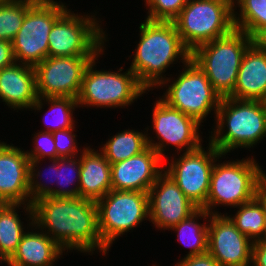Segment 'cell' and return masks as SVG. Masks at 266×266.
Segmentation results:
<instances>
[{
	"label": "cell",
	"mask_w": 266,
	"mask_h": 266,
	"mask_svg": "<svg viewBox=\"0 0 266 266\" xmlns=\"http://www.w3.org/2000/svg\"><path fill=\"white\" fill-rule=\"evenodd\" d=\"M32 206L34 224L65 252L77 250L92 255L99 251L103 256L109 253L99 233L95 201L46 196L33 202Z\"/></svg>",
	"instance_id": "1"
},
{
	"label": "cell",
	"mask_w": 266,
	"mask_h": 266,
	"mask_svg": "<svg viewBox=\"0 0 266 266\" xmlns=\"http://www.w3.org/2000/svg\"><path fill=\"white\" fill-rule=\"evenodd\" d=\"M143 21L129 68L150 92L168 78L165 73L172 64H185L191 52L182 43L173 21Z\"/></svg>",
	"instance_id": "2"
},
{
	"label": "cell",
	"mask_w": 266,
	"mask_h": 266,
	"mask_svg": "<svg viewBox=\"0 0 266 266\" xmlns=\"http://www.w3.org/2000/svg\"><path fill=\"white\" fill-rule=\"evenodd\" d=\"M214 124L208 142L222 155L238 148L249 150L266 137V101L224 97Z\"/></svg>",
	"instance_id": "3"
},
{
	"label": "cell",
	"mask_w": 266,
	"mask_h": 266,
	"mask_svg": "<svg viewBox=\"0 0 266 266\" xmlns=\"http://www.w3.org/2000/svg\"><path fill=\"white\" fill-rule=\"evenodd\" d=\"M253 157L215 161L210 190L206 204L202 207L204 210L210 214H223L217 211L218 206L235 208L258 195L261 191L262 168Z\"/></svg>",
	"instance_id": "4"
},
{
	"label": "cell",
	"mask_w": 266,
	"mask_h": 266,
	"mask_svg": "<svg viewBox=\"0 0 266 266\" xmlns=\"http://www.w3.org/2000/svg\"><path fill=\"white\" fill-rule=\"evenodd\" d=\"M105 49L86 67L80 93L77 97L79 108H127L147 90L139 83L133 71L128 68L125 72L123 66L118 71L97 70L98 58L104 55ZM97 61V62H96Z\"/></svg>",
	"instance_id": "5"
},
{
	"label": "cell",
	"mask_w": 266,
	"mask_h": 266,
	"mask_svg": "<svg viewBox=\"0 0 266 266\" xmlns=\"http://www.w3.org/2000/svg\"><path fill=\"white\" fill-rule=\"evenodd\" d=\"M252 43L253 39L245 32L234 29L224 37L196 47L190 58L224 98L234 91L243 55Z\"/></svg>",
	"instance_id": "6"
},
{
	"label": "cell",
	"mask_w": 266,
	"mask_h": 266,
	"mask_svg": "<svg viewBox=\"0 0 266 266\" xmlns=\"http://www.w3.org/2000/svg\"><path fill=\"white\" fill-rule=\"evenodd\" d=\"M96 16L68 9L49 33L48 57H97L109 38Z\"/></svg>",
	"instance_id": "7"
},
{
	"label": "cell",
	"mask_w": 266,
	"mask_h": 266,
	"mask_svg": "<svg viewBox=\"0 0 266 266\" xmlns=\"http://www.w3.org/2000/svg\"><path fill=\"white\" fill-rule=\"evenodd\" d=\"M182 69L177 78L168 77L157 88H166L160 98L169 106L195 118L200 124L206 121L211 111L215 120L221 96L191 58L183 64Z\"/></svg>",
	"instance_id": "8"
},
{
	"label": "cell",
	"mask_w": 266,
	"mask_h": 266,
	"mask_svg": "<svg viewBox=\"0 0 266 266\" xmlns=\"http://www.w3.org/2000/svg\"><path fill=\"white\" fill-rule=\"evenodd\" d=\"M173 23L182 43L190 52L235 29L233 12L211 0H188Z\"/></svg>",
	"instance_id": "9"
},
{
	"label": "cell",
	"mask_w": 266,
	"mask_h": 266,
	"mask_svg": "<svg viewBox=\"0 0 266 266\" xmlns=\"http://www.w3.org/2000/svg\"><path fill=\"white\" fill-rule=\"evenodd\" d=\"M54 0H38L26 13L23 24L11 41L16 63L35 67L48 57L49 33L69 9Z\"/></svg>",
	"instance_id": "10"
},
{
	"label": "cell",
	"mask_w": 266,
	"mask_h": 266,
	"mask_svg": "<svg viewBox=\"0 0 266 266\" xmlns=\"http://www.w3.org/2000/svg\"><path fill=\"white\" fill-rule=\"evenodd\" d=\"M96 205L99 233L108 250L115 240L150 220L147 192L111 189Z\"/></svg>",
	"instance_id": "11"
},
{
	"label": "cell",
	"mask_w": 266,
	"mask_h": 266,
	"mask_svg": "<svg viewBox=\"0 0 266 266\" xmlns=\"http://www.w3.org/2000/svg\"><path fill=\"white\" fill-rule=\"evenodd\" d=\"M207 145L206 150L201 145L195 150L177 154L178 157L173 153L171 158L168 157L170 161L164 160V172L198 208L206 204L215 161L226 157L210 142Z\"/></svg>",
	"instance_id": "12"
},
{
	"label": "cell",
	"mask_w": 266,
	"mask_h": 266,
	"mask_svg": "<svg viewBox=\"0 0 266 266\" xmlns=\"http://www.w3.org/2000/svg\"><path fill=\"white\" fill-rule=\"evenodd\" d=\"M158 98L154 103L151 118L153 126L151 128L155 131V137L158 140H153L155 137L148 134L150 130L148 126L145 128L148 146L153 148L163 160L168 156V154L165 155V150L170 151L169 146L174 147L177 154L199 148L203 144L200 136L201 130H199L203 125L195 118L169 106L160 97Z\"/></svg>",
	"instance_id": "13"
},
{
	"label": "cell",
	"mask_w": 266,
	"mask_h": 266,
	"mask_svg": "<svg viewBox=\"0 0 266 266\" xmlns=\"http://www.w3.org/2000/svg\"><path fill=\"white\" fill-rule=\"evenodd\" d=\"M95 57H47L35 68L38 97L77 99L84 71Z\"/></svg>",
	"instance_id": "14"
},
{
	"label": "cell",
	"mask_w": 266,
	"mask_h": 266,
	"mask_svg": "<svg viewBox=\"0 0 266 266\" xmlns=\"http://www.w3.org/2000/svg\"><path fill=\"white\" fill-rule=\"evenodd\" d=\"M149 221L158 230H168L193 214L198 207L164 171L148 192Z\"/></svg>",
	"instance_id": "15"
},
{
	"label": "cell",
	"mask_w": 266,
	"mask_h": 266,
	"mask_svg": "<svg viewBox=\"0 0 266 266\" xmlns=\"http://www.w3.org/2000/svg\"><path fill=\"white\" fill-rule=\"evenodd\" d=\"M253 242L225 214H211L207 251L220 266H251Z\"/></svg>",
	"instance_id": "16"
},
{
	"label": "cell",
	"mask_w": 266,
	"mask_h": 266,
	"mask_svg": "<svg viewBox=\"0 0 266 266\" xmlns=\"http://www.w3.org/2000/svg\"><path fill=\"white\" fill-rule=\"evenodd\" d=\"M164 171V160L150 146L140 154L111 164V186L117 191L149 192Z\"/></svg>",
	"instance_id": "17"
},
{
	"label": "cell",
	"mask_w": 266,
	"mask_h": 266,
	"mask_svg": "<svg viewBox=\"0 0 266 266\" xmlns=\"http://www.w3.org/2000/svg\"><path fill=\"white\" fill-rule=\"evenodd\" d=\"M29 166L24 149L0 140V197L6 203L30 205Z\"/></svg>",
	"instance_id": "18"
},
{
	"label": "cell",
	"mask_w": 266,
	"mask_h": 266,
	"mask_svg": "<svg viewBox=\"0 0 266 266\" xmlns=\"http://www.w3.org/2000/svg\"><path fill=\"white\" fill-rule=\"evenodd\" d=\"M0 99L11 110L30 111L37 101L36 73L33 66L14 63L0 70ZM25 108V109H24Z\"/></svg>",
	"instance_id": "19"
},
{
	"label": "cell",
	"mask_w": 266,
	"mask_h": 266,
	"mask_svg": "<svg viewBox=\"0 0 266 266\" xmlns=\"http://www.w3.org/2000/svg\"><path fill=\"white\" fill-rule=\"evenodd\" d=\"M64 252L49 235L33 223L22 236L7 266H55Z\"/></svg>",
	"instance_id": "20"
},
{
	"label": "cell",
	"mask_w": 266,
	"mask_h": 266,
	"mask_svg": "<svg viewBox=\"0 0 266 266\" xmlns=\"http://www.w3.org/2000/svg\"><path fill=\"white\" fill-rule=\"evenodd\" d=\"M228 97L266 101V51L254 43L243 55L234 91Z\"/></svg>",
	"instance_id": "21"
},
{
	"label": "cell",
	"mask_w": 266,
	"mask_h": 266,
	"mask_svg": "<svg viewBox=\"0 0 266 266\" xmlns=\"http://www.w3.org/2000/svg\"><path fill=\"white\" fill-rule=\"evenodd\" d=\"M97 149L81 152L79 197L97 202L111 189V164Z\"/></svg>",
	"instance_id": "22"
},
{
	"label": "cell",
	"mask_w": 266,
	"mask_h": 266,
	"mask_svg": "<svg viewBox=\"0 0 266 266\" xmlns=\"http://www.w3.org/2000/svg\"><path fill=\"white\" fill-rule=\"evenodd\" d=\"M23 205V206H22ZM24 209L27 215V227L21 221L19 209ZM18 209V210H17ZM34 223L33 206L27 204H9L6 203L0 209V250L9 260L16 252L22 236ZM29 225V226H28Z\"/></svg>",
	"instance_id": "23"
},
{
	"label": "cell",
	"mask_w": 266,
	"mask_h": 266,
	"mask_svg": "<svg viewBox=\"0 0 266 266\" xmlns=\"http://www.w3.org/2000/svg\"><path fill=\"white\" fill-rule=\"evenodd\" d=\"M210 215L203 208H198L188 218L170 229L174 233H177V239L179 243L181 242L180 244L190 248L189 252L183 258L207 252ZM202 218L203 223H198L199 219L202 220Z\"/></svg>",
	"instance_id": "24"
},
{
	"label": "cell",
	"mask_w": 266,
	"mask_h": 266,
	"mask_svg": "<svg viewBox=\"0 0 266 266\" xmlns=\"http://www.w3.org/2000/svg\"><path fill=\"white\" fill-rule=\"evenodd\" d=\"M107 140L102 144L103 146L100 145L99 151L110 164L138 155L148 147L147 131L145 130L125 129Z\"/></svg>",
	"instance_id": "25"
},
{
	"label": "cell",
	"mask_w": 266,
	"mask_h": 266,
	"mask_svg": "<svg viewBox=\"0 0 266 266\" xmlns=\"http://www.w3.org/2000/svg\"><path fill=\"white\" fill-rule=\"evenodd\" d=\"M235 208V216L224 214L252 242L261 240L265 225L264 192L261 190L255 198Z\"/></svg>",
	"instance_id": "26"
},
{
	"label": "cell",
	"mask_w": 266,
	"mask_h": 266,
	"mask_svg": "<svg viewBox=\"0 0 266 266\" xmlns=\"http://www.w3.org/2000/svg\"><path fill=\"white\" fill-rule=\"evenodd\" d=\"M46 104L49 106L47 112L50 113L51 116L46 113L44 122L47 129L41 131L53 133L55 131L71 128L75 125L76 121L74 120L75 117L73 116V112L75 108H79L77 99L71 97H38L31 109L35 110V112L36 110L42 112ZM49 116L54 119V122L50 118L49 123Z\"/></svg>",
	"instance_id": "27"
},
{
	"label": "cell",
	"mask_w": 266,
	"mask_h": 266,
	"mask_svg": "<svg viewBox=\"0 0 266 266\" xmlns=\"http://www.w3.org/2000/svg\"><path fill=\"white\" fill-rule=\"evenodd\" d=\"M233 12L235 29L253 38L266 27V0H239Z\"/></svg>",
	"instance_id": "28"
},
{
	"label": "cell",
	"mask_w": 266,
	"mask_h": 266,
	"mask_svg": "<svg viewBox=\"0 0 266 266\" xmlns=\"http://www.w3.org/2000/svg\"><path fill=\"white\" fill-rule=\"evenodd\" d=\"M38 0H8L0 3V40L12 41L21 28L27 11Z\"/></svg>",
	"instance_id": "29"
},
{
	"label": "cell",
	"mask_w": 266,
	"mask_h": 266,
	"mask_svg": "<svg viewBox=\"0 0 266 266\" xmlns=\"http://www.w3.org/2000/svg\"><path fill=\"white\" fill-rule=\"evenodd\" d=\"M80 162L81 154L76 157L57 159V182L55 183L58 187L54 185L53 197H79Z\"/></svg>",
	"instance_id": "30"
},
{
	"label": "cell",
	"mask_w": 266,
	"mask_h": 266,
	"mask_svg": "<svg viewBox=\"0 0 266 266\" xmlns=\"http://www.w3.org/2000/svg\"><path fill=\"white\" fill-rule=\"evenodd\" d=\"M42 161V162H41ZM44 162V160H30V166H29V196H30V205H32L33 202L38 200L39 198L46 197V196H52L53 197V187H51V184H53L56 180L57 176V159H51L49 160L50 166L48 165L47 175L50 179L51 176L54 177L50 180V186L49 184L45 182H41V178H43V174L40 167L41 163ZM40 165V166H39ZM41 172V173H40ZM46 173V172H45ZM43 175V176H42ZM42 176V177H41ZM46 176V177H47ZM41 177V178H40ZM45 178V177H44ZM47 179V178H46ZM49 182V181H48Z\"/></svg>",
	"instance_id": "31"
},
{
	"label": "cell",
	"mask_w": 266,
	"mask_h": 266,
	"mask_svg": "<svg viewBox=\"0 0 266 266\" xmlns=\"http://www.w3.org/2000/svg\"><path fill=\"white\" fill-rule=\"evenodd\" d=\"M188 0H144L151 21H173L187 4Z\"/></svg>",
	"instance_id": "32"
},
{
	"label": "cell",
	"mask_w": 266,
	"mask_h": 266,
	"mask_svg": "<svg viewBox=\"0 0 266 266\" xmlns=\"http://www.w3.org/2000/svg\"><path fill=\"white\" fill-rule=\"evenodd\" d=\"M34 148L26 150L29 160H48L57 159V150L52 133L47 131H37L32 137Z\"/></svg>",
	"instance_id": "33"
},
{
	"label": "cell",
	"mask_w": 266,
	"mask_h": 266,
	"mask_svg": "<svg viewBox=\"0 0 266 266\" xmlns=\"http://www.w3.org/2000/svg\"><path fill=\"white\" fill-rule=\"evenodd\" d=\"M75 126L77 125H74L73 127L65 130H59L52 133L57 150V159L76 157L85 150L86 145H84L83 149L78 146L79 143L76 139L77 135L74 133L76 132Z\"/></svg>",
	"instance_id": "34"
},
{
	"label": "cell",
	"mask_w": 266,
	"mask_h": 266,
	"mask_svg": "<svg viewBox=\"0 0 266 266\" xmlns=\"http://www.w3.org/2000/svg\"><path fill=\"white\" fill-rule=\"evenodd\" d=\"M174 266H220V264L207 251L202 254L180 258Z\"/></svg>",
	"instance_id": "35"
},
{
	"label": "cell",
	"mask_w": 266,
	"mask_h": 266,
	"mask_svg": "<svg viewBox=\"0 0 266 266\" xmlns=\"http://www.w3.org/2000/svg\"><path fill=\"white\" fill-rule=\"evenodd\" d=\"M251 266H266V241L253 242Z\"/></svg>",
	"instance_id": "36"
},
{
	"label": "cell",
	"mask_w": 266,
	"mask_h": 266,
	"mask_svg": "<svg viewBox=\"0 0 266 266\" xmlns=\"http://www.w3.org/2000/svg\"><path fill=\"white\" fill-rule=\"evenodd\" d=\"M15 63L13 47L10 41L0 40V70Z\"/></svg>",
	"instance_id": "37"
},
{
	"label": "cell",
	"mask_w": 266,
	"mask_h": 266,
	"mask_svg": "<svg viewBox=\"0 0 266 266\" xmlns=\"http://www.w3.org/2000/svg\"><path fill=\"white\" fill-rule=\"evenodd\" d=\"M252 39L259 49L266 51V27L261 29Z\"/></svg>",
	"instance_id": "38"
},
{
	"label": "cell",
	"mask_w": 266,
	"mask_h": 266,
	"mask_svg": "<svg viewBox=\"0 0 266 266\" xmlns=\"http://www.w3.org/2000/svg\"><path fill=\"white\" fill-rule=\"evenodd\" d=\"M211 1L221 3L226 7H228L232 12H234L236 10L239 0H211Z\"/></svg>",
	"instance_id": "39"
},
{
	"label": "cell",
	"mask_w": 266,
	"mask_h": 266,
	"mask_svg": "<svg viewBox=\"0 0 266 266\" xmlns=\"http://www.w3.org/2000/svg\"><path fill=\"white\" fill-rule=\"evenodd\" d=\"M261 190L266 194V173L262 170Z\"/></svg>",
	"instance_id": "40"
},
{
	"label": "cell",
	"mask_w": 266,
	"mask_h": 266,
	"mask_svg": "<svg viewBox=\"0 0 266 266\" xmlns=\"http://www.w3.org/2000/svg\"><path fill=\"white\" fill-rule=\"evenodd\" d=\"M264 210H265V225H264V233L261 241H266V194L264 193Z\"/></svg>",
	"instance_id": "41"
},
{
	"label": "cell",
	"mask_w": 266,
	"mask_h": 266,
	"mask_svg": "<svg viewBox=\"0 0 266 266\" xmlns=\"http://www.w3.org/2000/svg\"><path fill=\"white\" fill-rule=\"evenodd\" d=\"M0 263H6L8 264L9 263V260L6 258V256L1 252L0 250Z\"/></svg>",
	"instance_id": "42"
},
{
	"label": "cell",
	"mask_w": 266,
	"mask_h": 266,
	"mask_svg": "<svg viewBox=\"0 0 266 266\" xmlns=\"http://www.w3.org/2000/svg\"><path fill=\"white\" fill-rule=\"evenodd\" d=\"M6 204V202L0 197V209Z\"/></svg>",
	"instance_id": "43"
}]
</instances>
